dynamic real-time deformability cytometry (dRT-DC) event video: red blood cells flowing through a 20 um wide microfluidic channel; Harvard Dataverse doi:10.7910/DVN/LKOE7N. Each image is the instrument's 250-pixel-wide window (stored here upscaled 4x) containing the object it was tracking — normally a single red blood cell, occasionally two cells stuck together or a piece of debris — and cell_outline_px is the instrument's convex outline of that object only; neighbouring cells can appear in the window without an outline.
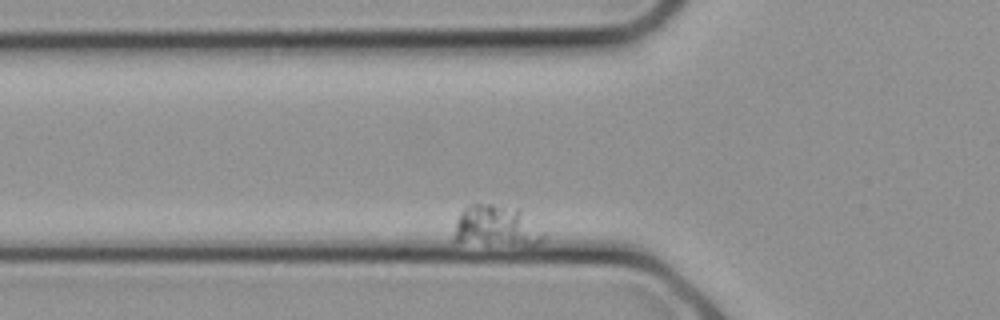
{"species": "common noctule bat (a hibernating species)", "species_latin": "Nyctalus noctula", "temperature_condition": "cold", "stored_images_in_passage": 22, "camera_frame_rate_fps": 3000, "um_per_image_px": 0.085, "animal": {"sex": "female", "body_mass_g": 21.9}, "frame": {"image": 1, "passage_image": 4, "time_ms": 1.0, "image_size_px": [1000, 320], "cell_outline_px": [[548, 236], [536, 244], [524, 244], [456, 240], [456, 220], [460, 212], [468, 204], [492, 204], [520, 208]], "centroid_in_image_um": [42.26, 19.14], "position_along_channel_um": 83.5, "area_um2": 20.63}}
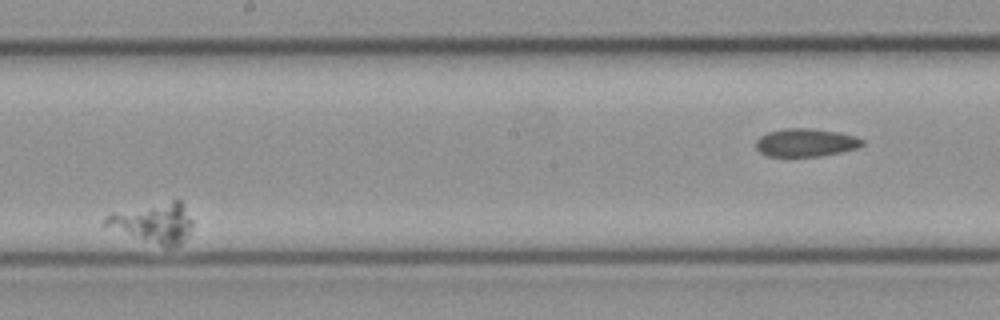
{"frame": {"image": 2, "passage_image": 13, "time_ms": 4.0, "image_size_px": [1000, 320], "cell_outline_px": [[192, 224], [184, 240], [180, 244], [172, 248], [168, 248], [100, 224], [112, 212], [172, 200], [180, 200], [184, 204], [192, 220]], "centroid_in_image_um": [13.08, 18.93], "position_along_channel_um": 235.1, "area_um2": 19.88}}
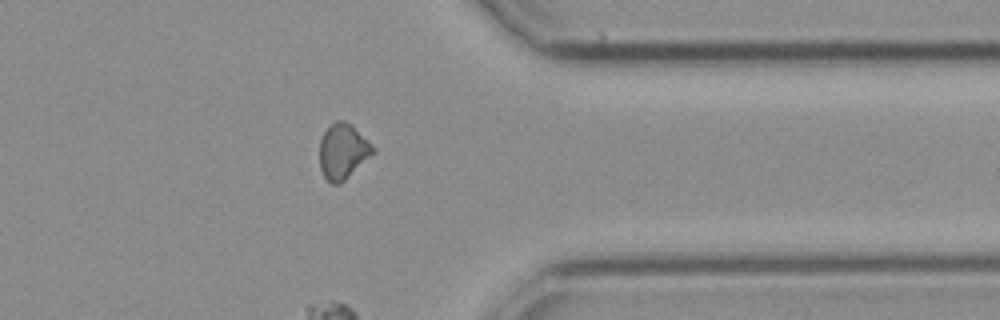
{"frame": {"image": 3, "passage_image": 21, "time_ms": 6.667, "image_size_px": [1000, 320], "cell_outline_px": [[376, 152], [340, 184], [332, 184], [324, 176], [320, 168], [320, 140], [324, 132], [336, 120], [344, 120], [368, 140], [376, 148]], "centroid_in_image_um": [29.16, 12.88], "position_along_channel_um": 382.2, "area_um2": 17.05}}